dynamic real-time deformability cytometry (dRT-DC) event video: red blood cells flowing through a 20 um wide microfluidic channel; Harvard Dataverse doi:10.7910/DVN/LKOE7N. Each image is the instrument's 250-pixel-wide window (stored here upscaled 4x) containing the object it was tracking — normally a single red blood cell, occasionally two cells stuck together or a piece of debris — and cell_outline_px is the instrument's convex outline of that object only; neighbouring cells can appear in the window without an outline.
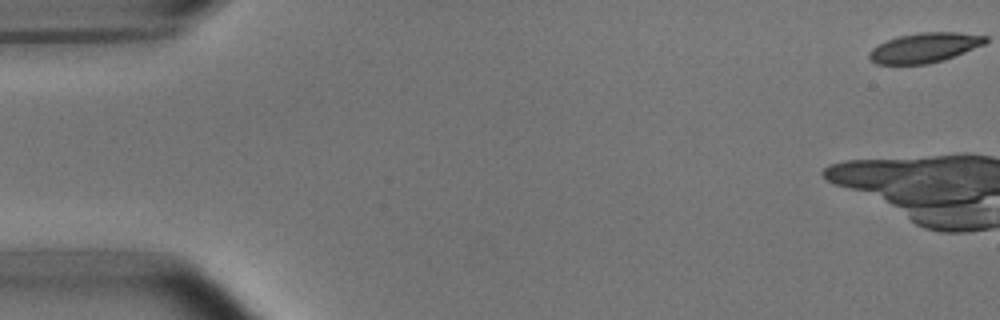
{"species": "common noctule bat (a hibernating species)", "species_latin": "Nyctalus noctula", "temperature_condition": "room temperature", "stored_images_in_passage": 7, "camera_frame_rate_fps": 3000, "um_per_image_px": 0.085, "animal": {"sex": "male", "body_mass_g": 15.6}, "frame": {"image": 1, "passage_image": 1, "time_ms": 0.0, "image_size_px": [1000, 320], "cell_outline_px": [[984, 40], [960, 52], [936, 60], [916, 64], [888, 64], [876, 60], [872, 56], [884, 44], [896, 40], [912, 36], [984, 36]], "centroid_in_image_um": [78.52, 4.15], "position_along_channel_um": 6.5, "area_um2": 15.55}}